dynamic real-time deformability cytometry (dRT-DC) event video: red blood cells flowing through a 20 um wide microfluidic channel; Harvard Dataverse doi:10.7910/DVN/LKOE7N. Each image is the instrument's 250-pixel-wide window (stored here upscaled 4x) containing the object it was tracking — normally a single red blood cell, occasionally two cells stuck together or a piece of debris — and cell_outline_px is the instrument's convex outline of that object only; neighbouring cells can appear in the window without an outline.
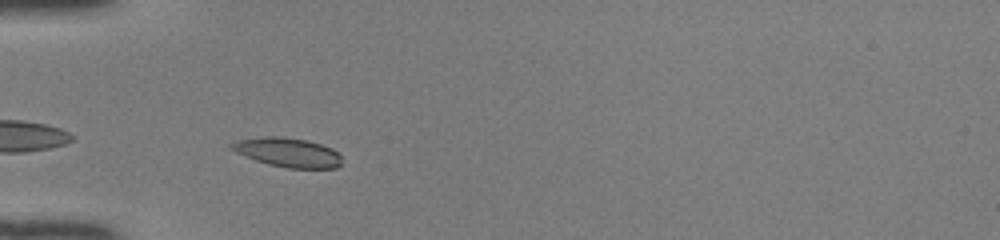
{"species": "common noctule bat (a hibernating species)", "species_latin": "Nyctalus noctula", "temperature_condition": "room temperature", "stored_images_in_passage": 32, "camera_frame_rate_fps": 3000, "um_per_image_px": 0.085, "animal": {"sex": "female", "body_mass_g": 22.0, "forearm_length_mm": 56.7}, "frame": {"image": 1, "passage_image": 2, "time_ms": 0.333, "image_size_px": [1000, 240], "cell_outline_px": [[340, 164], [336, 168], [288, 168], [268, 164], [244, 156], [236, 152], [228, 144], [236, 140], [264, 136], [276, 136], [308, 140], [332, 148], [340, 156]], "centroid_in_image_um": [24.43, 12.94], "position_along_channel_um": 60.6, "area_um2": 18.67}}
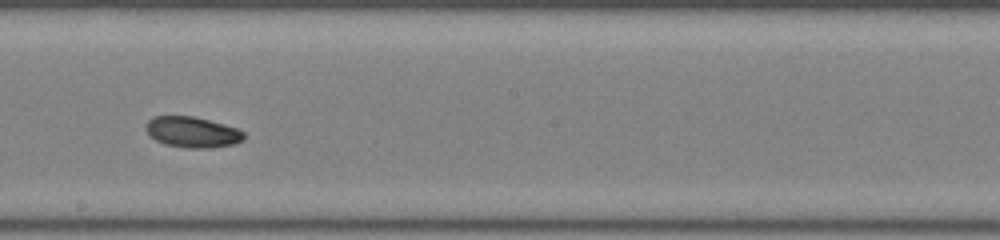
{"frame": {"image": 2, "passage_image": 15, "time_ms": 4.667, "image_size_px": [1000, 240], "cell_outline_px": [[244, 140], [232, 144], [212, 148], [188, 148], [164, 144], [156, 140], [144, 128], [148, 120], [156, 116], [192, 116], [224, 124], [236, 128], [244, 132]], "centroid_in_image_um": [16.35, 11.23], "position_along_channel_um": 231.9, "area_um2": 17.46}}
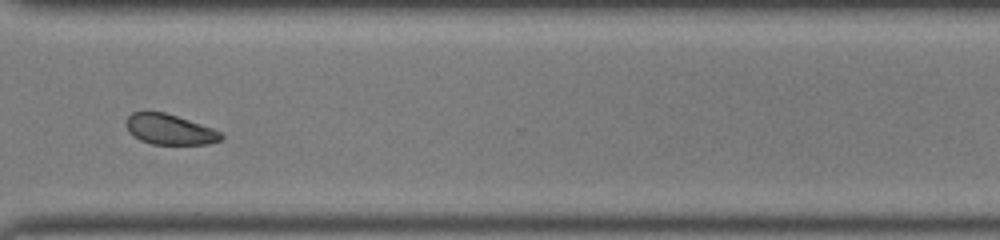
{"frame": {"image": 3, "passage_image": 24, "time_ms": 7.667, "image_size_px": [1000, 240], "cell_outline_px": [[224, 136], [220, 140], [208, 144], [152, 144], [140, 140], [128, 132], [124, 124], [124, 120], [132, 112], [164, 112], [212, 128], [220, 132]], "centroid_in_image_um": [14.36, 11.0], "position_along_channel_um": 356.2, "area_um2": 16.76}, "authors_computed_cell_mechanics": {"area_um2": 17.9469, "velocity_mm_per_s": 4.1227, "shape_relaxation_time_tau1_ms": 5.5177, "shape_relaxation_time_tau2_ms": null, "deformation_change_tau1": 0.1354, "deformation_change_tau2": null}}